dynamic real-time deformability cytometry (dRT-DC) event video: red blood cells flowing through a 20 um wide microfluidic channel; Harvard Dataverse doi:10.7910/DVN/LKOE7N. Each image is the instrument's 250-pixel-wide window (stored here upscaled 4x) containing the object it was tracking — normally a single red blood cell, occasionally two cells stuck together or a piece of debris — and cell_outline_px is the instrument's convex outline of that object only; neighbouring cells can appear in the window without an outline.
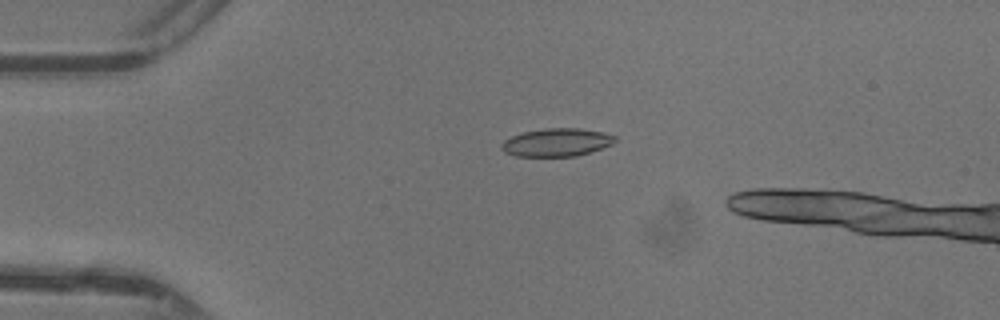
{"species": "common noctule bat (a hibernating species)", "species_latin": "Nyctalus noctula", "temperature_condition": "warm", "stored_images_in_passage": 16, "camera_frame_rate_fps": 3000, "um_per_image_px": 0.085, "animal": {"sex": "female"}, "frame": {"image": 1, "passage_image": 12, "time_ms": 3.667, "image_size_px": [1000, 320], "cell_outline_px": [[616, 140], [612, 144], [576, 156], [516, 156], [504, 152], [500, 148], [500, 144], [504, 140], [520, 132], [548, 128], [580, 128], [604, 132], [616, 136]], "centroid_in_image_um": [47.28, 12.09], "position_along_channel_um": 37.7, "area_um2": 18.55}}